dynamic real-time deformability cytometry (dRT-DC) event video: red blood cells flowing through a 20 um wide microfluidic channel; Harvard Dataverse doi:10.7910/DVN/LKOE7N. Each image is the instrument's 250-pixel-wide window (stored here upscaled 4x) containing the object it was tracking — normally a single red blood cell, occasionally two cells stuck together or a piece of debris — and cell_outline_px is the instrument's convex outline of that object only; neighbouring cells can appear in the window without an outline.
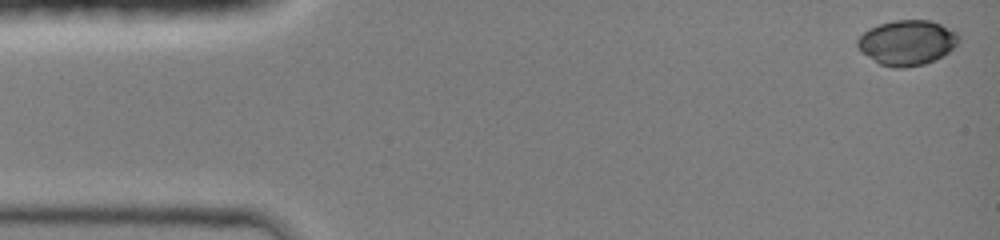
{"species": "common noctule bat (a hibernating species)", "species_latin": "Nyctalus noctula", "temperature_condition": "room temperature", "stored_images_in_passage": 21, "camera_frame_rate_fps": 3000, "um_per_image_px": 0.085, "animal": {"sex": "female", "body_mass_g": 19.0, "forearm_length_mm": 51.5}, "frame": {"image": 1, "passage_image": 1, "time_ms": 0.0, "image_size_px": [1000, 240], "cell_outline_px": [[960, 40], [948, 52], [924, 64], [904, 68], [892, 68], [880, 64], [856, 48], [856, 40], [868, 28], [880, 24], [896, 20], [928, 20], [952, 28], [960, 36]], "centroid_in_image_um": [77.08, 3.62], "position_along_channel_um": 7.9, "area_um2": 26.53}}
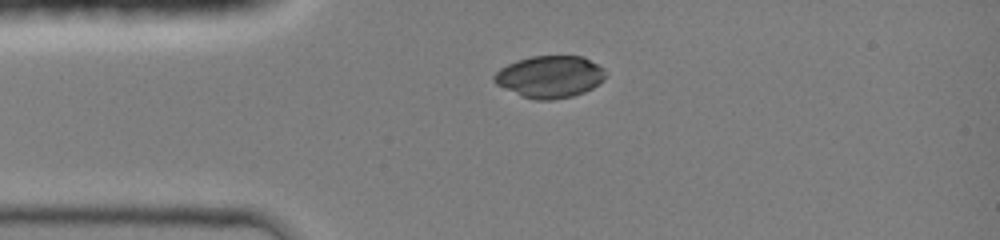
{"frame": {"image": 2, "passage_image": 12, "time_ms": 3.0, "image_size_px": [1000, 240], "cell_outline_px": [[608, 72], [604, 80], [592, 88], [584, 92], [572, 96], [552, 100], [536, 100], [524, 96], [504, 88], [496, 84], [492, 80], [492, 76], [500, 68], [516, 60], [532, 56], [584, 56], [604, 68]], "centroid_in_image_um": [46.76, 6.51], "position_along_channel_um": 38.2, "area_um2": 27.4}}